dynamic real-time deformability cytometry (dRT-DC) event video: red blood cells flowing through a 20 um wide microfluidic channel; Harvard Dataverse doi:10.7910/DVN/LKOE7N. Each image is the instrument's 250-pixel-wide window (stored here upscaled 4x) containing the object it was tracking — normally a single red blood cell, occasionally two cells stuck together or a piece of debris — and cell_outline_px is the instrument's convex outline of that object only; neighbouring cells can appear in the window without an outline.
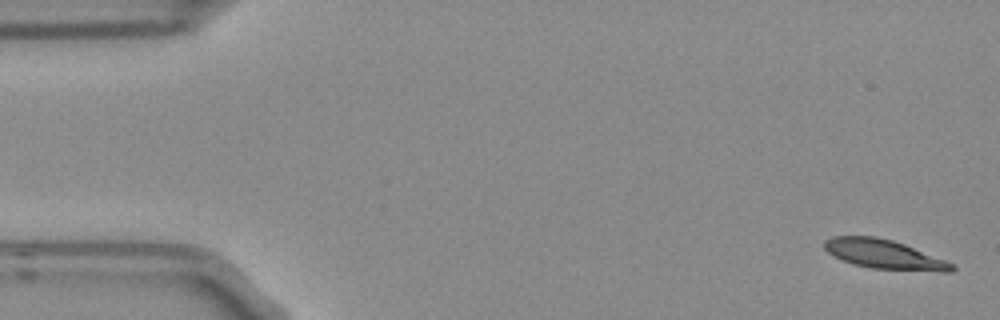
{"species": "Egyptian fruit bat (a non-hibernating species)", "species_latin": "Rousettus aegyptiacus", "temperature_condition": "room temperature", "stored_images_in_passage": 9, "camera_frame_rate_fps": 3000, "um_per_image_px": 0.085, "frame": {"image": 1, "passage_image": 1, "time_ms": 0.0, "image_size_px": [1000, 320], "cell_outline_px": [[956, 268], [952, 272], [940, 272], [872, 268], [852, 264], [828, 252], [824, 248], [824, 240], [832, 236], [876, 236], [892, 240], [904, 244], [944, 260], [952, 264]], "centroid_in_image_um": [75.14, 21.62], "position_along_channel_um": 9.9, "area_um2": 21.5}}
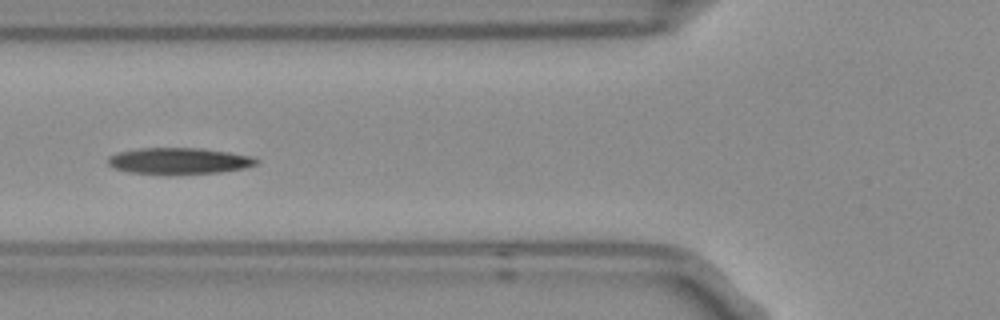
{"frame": {"image": 2, "passage_image": 6, "time_ms": 1.667, "image_size_px": [1000, 320], "cell_outline_px": [[260, 160], [256, 164], [244, 168], [220, 172], [164, 176], [128, 172], [112, 168], [108, 164], [108, 156], [120, 152], [136, 148], [200, 148], [228, 152], [248, 156]], "centroid_in_image_um": [15.14, 13.7], "position_along_channel_um": 110.7, "area_um2": 23.24}}
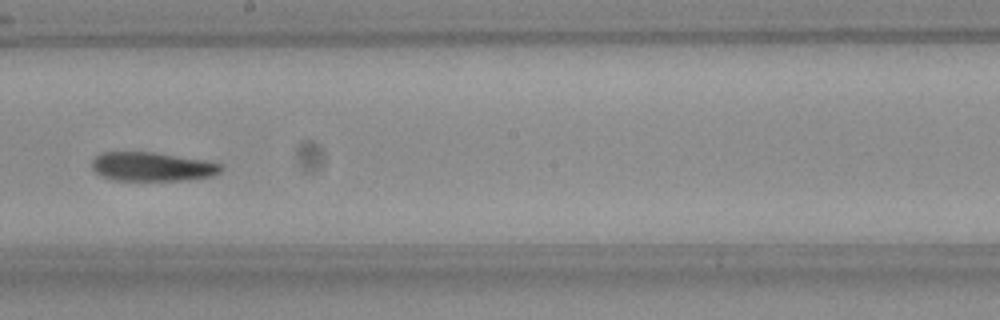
{"frame": {"image": 3, "passage_image": 9, "time_ms": 2.667, "image_size_px": [1000, 320], "cell_outline_px": [[224, 164], [220, 172], [212, 176], [184, 180], [112, 180], [100, 176], [92, 168], [92, 160], [96, 156], [104, 152], [152, 152], [204, 160]], "centroid_in_image_um": [12.92, 14.17], "position_along_channel_um": 235.3, "area_um2": 21.73}}